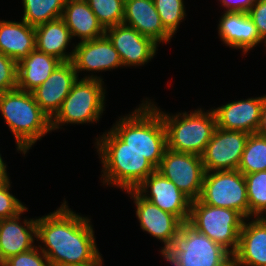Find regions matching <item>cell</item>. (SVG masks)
I'll use <instances>...</instances> for the list:
<instances>
[{
    "label": "cell",
    "mask_w": 266,
    "mask_h": 266,
    "mask_svg": "<svg viewBox=\"0 0 266 266\" xmlns=\"http://www.w3.org/2000/svg\"><path fill=\"white\" fill-rule=\"evenodd\" d=\"M91 219L73 212L64 202L55 211L37 218L38 248L50 266H88L101 257Z\"/></svg>",
    "instance_id": "cell-1"
},
{
    "label": "cell",
    "mask_w": 266,
    "mask_h": 266,
    "mask_svg": "<svg viewBox=\"0 0 266 266\" xmlns=\"http://www.w3.org/2000/svg\"><path fill=\"white\" fill-rule=\"evenodd\" d=\"M98 138L95 147L102 163L103 185L134 190L156 170L142 153L128 147L111 129Z\"/></svg>",
    "instance_id": "cell-2"
},
{
    "label": "cell",
    "mask_w": 266,
    "mask_h": 266,
    "mask_svg": "<svg viewBox=\"0 0 266 266\" xmlns=\"http://www.w3.org/2000/svg\"><path fill=\"white\" fill-rule=\"evenodd\" d=\"M141 102L131 114L119 117L110 129L157 169L167 149L166 130L161 114L147 100Z\"/></svg>",
    "instance_id": "cell-3"
},
{
    "label": "cell",
    "mask_w": 266,
    "mask_h": 266,
    "mask_svg": "<svg viewBox=\"0 0 266 266\" xmlns=\"http://www.w3.org/2000/svg\"><path fill=\"white\" fill-rule=\"evenodd\" d=\"M0 113L14 135L17 151L24 156L52 131L51 118L39 107L32 92L15 89L0 93Z\"/></svg>",
    "instance_id": "cell-4"
},
{
    "label": "cell",
    "mask_w": 266,
    "mask_h": 266,
    "mask_svg": "<svg viewBox=\"0 0 266 266\" xmlns=\"http://www.w3.org/2000/svg\"><path fill=\"white\" fill-rule=\"evenodd\" d=\"M146 100L161 114L166 130L167 148L177 152L201 156L217 127L216 117L211 108L176 113L163 112L155 102Z\"/></svg>",
    "instance_id": "cell-5"
},
{
    "label": "cell",
    "mask_w": 266,
    "mask_h": 266,
    "mask_svg": "<svg viewBox=\"0 0 266 266\" xmlns=\"http://www.w3.org/2000/svg\"><path fill=\"white\" fill-rule=\"evenodd\" d=\"M161 255L173 266H232V255L188 221Z\"/></svg>",
    "instance_id": "cell-6"
},
{
    "label": "cell",
    "mask_w": 266,
    "mask_h": 266,
    "mask_svg": "<svg viewBox=\"0 0 266 266\" xmlns=\"http://www.w3.org/2000/svg\"><path fill=\"white\" fill-rule=\"evenodd\" d=\"M102 80L93 73L78 79L51 118V130L60 129L65 124L97 123L105 110L106 89Z\"/></svg>",
    "instance_id": "cell-7"
},
{
    "label": "cell",
    "mask_w": 266,
    "mask_h": 266,
    "mask_svg": "<svg viewBox=\"0 0 266 266\" xmlns=\"http://www.w3.org/2000/svg\"><path fill=\"white\" fill-rule=\"evenodd\" d=\"M245 218L236 210L191 201L188 222L233 255Z\"/></svg>",
    "instance_id": "cell-8"
},
{
    "label": "cell",
    "mask_w": 266,
    "mask_h": 266,
    "mask_svg": "<svg viewBox=\"0 0 266 266\" xmlns=\"http://www.w3.org/2000/svg\"><path fill=\"white\" fill-rule=\"evenodd\" d=\"M199 199L207 205L236 210L245 219L249 218L246 180L239 170L205 172Z\"/></svg>",
    "instance_id": "cell-9"
},
{
    "label": "cell",
    "mask_w": 266,
    "mask_h": 266,
    "mask_svg": "<svg viewBox=\"0 0 266 266\" xmlns=\"http://www.w3.org/2000/svg\"><path fill=\"white\" fill-rule=\"evenodd\" d=\"M191 201L200 198L205 175L202 157L166 149L156 169Z\"/></svg>",
    "instance_id": "cell-10"
},
{
    "label": "cell",
    "mask_w": 266,
    "mask_h": 266,
    "mask_svg": "<svg viewBox=\"0 0 266 266\" xmlns=\"http://www.w3.org/2000/svg\"><path fill=\"white\" fill-rule=\"evenodd\" d=\"M249 133L216 127L201 155L206 172L238 170Z\"/></svg>",
    "instance_id": "cell-11"
},
{
    "label": "cell",
    "mask_w": 266,
    "mask_h": 266,
    "mask_svg": "<svg viewBox=\"0 0 266 266\" xmlns=\"http://www.w3.org/2000/svg\"><path fill=\"white\" fill-rule=\"evenodd\" d=\"M134 190L161 210L175 215L182 222L188 221L191 200L157 170Z\"/></svg>",
    "instance_id": "cell-12"
},
{
    "label": "cell",
    "mask_w": 266,
    "mask_h": 266,
    "mask_svg": "<svg viewBox=\"0 0 266 266\" xmlns=\"http://www.w3.org/2000/svg\"><path fill=\"white\" fill-rule=\"evenodd\" d=\"M105 35L119 53L124 67L142 66L156 55L158 44L122 23L105 29Z\"/></svg>",
    "instance_id": "cell-13"
},
{
    "label": "cell",
    "mask_w": 266,
    "mask_h": 266,
    "mask_svg": "<svg viewBox=\"0 0 266 266\" xmlns=\"http://www.w3.org/2000/svg\"><path fill=\"white\" fill-rule=\"evenodd\" d=\"M126 193L134 200L141 229L164 244L160 251L162 253L180 231L182 221L144 199L135 190H128Z\"/></svg>",
    "instance_id": "cell-14"
},
{
    "label": "cell",
    "mask_w": 266,
    "mask_h": 266,
    "mask_svg": "<svg viewBox=\"0 0 266 266\" xmlns=\"http://www.w3.org/2000/svg\"><path fill=\"white\" fill-rule=\"evenodd\" d=\"M71 62L78 73L77 76L82 71L99 73L123 67L119 53L106 35L77 43Z\"/></svg>",
    "instance_id": "cell-15"
},
{
    "label": "cell",
    "mask_w": 266,
    "mask_h": 266,
    "mask_svg": "<svg viewBox=\"0 0 266 266\" xmlns=\"http://www.w3.org/2000/svg\"><path fill=\"white\" fill-rule=\"evenodd\" d=\"M264 95L232 101L216 109H212L217 127L224 130L256 133L261 117Z\"/></svg>",
    "instance_id": "cell-16"
},
{
    "label": "cell",
    "mask_w": 266,
    "mask_h": 266,
    "mask_svg": "<svg viewBox=\"0 0 266 266\" xmlns=\"http://www.w3.org/2000/svg\"><path fill=\"white\" fill-rule=\"evenodd\" d=\"M78 79L73 63L62 62L32 94L39 107L52 118Z\"/></svg>",
    "instance_id": "cell-17"
},
{
    "label": "cell",
    "mask_w": 266,
    "mask_h": 266,
    "mask_svg": "<svg viewBox=\"0 0 266 266\" xmlns=\"http://www.w3.org/2000/svg\"><path fill=\"white\" fill-rule=\"evenodd\" d=\"M232 266H266V222L261 217L244 220Z\"/></svg>",
    "instance_id": "cell-18"
},
{
    "label": "cell",
    "mask_w": 266,
    "mask_h": 266,
    "mask_svg": "<svg viewBox=\"0 0 266 266\" xmlns=\"http://www.w3.org/2000/svg\"><path fill=\"white\" fill-rule=\"evenodd\" d=\"M27 210L26 207L16 216L0 219V255L4 261L35 247L37 217L20 221L22 214Z\"/></svg>",
    "instance_id": "cell-19"
},
{
    "label": "cell",
    "mask_w": 266,
    "mask_h": 266,
    "mask_svg": "<svg viewBox=\"0 0 266 266\" xmlns=\"http://www.w3.org/2000/svg\"><path fill=\"white\" fill-rule=\"evenodd\" d=\"M123 23L151 38L158 45L171 42L153 0H125Z\"/></svg>",
    "instance_id": "cell-20"
},
{
    "label": "cell",
    "mask_w": 266,
    "mask_h": 266,
    "mask_svg": "<svg viewBox=\"0 0 266 266\" xmlns=\"http://www.w3.org/2000/svg\"><path fill=\"white\" fill-rule=\"evenodd\" d=\"M218 24V35L221 41L234 49H242L247 54L259 43H265L259 36L256 26L248 13L223 12Z\"/></svg>",
    "instance_id": "cell-21"
},
{
    "label": "cell",
    "mask_w": 266,
    "mask_h": 266,
    "mask_svg": "<svg viewBox=\"0 0 266 266\" xmlns=\"http://www.w3.org/2000/svg\"><path fill=\"white\" fill-rule=\"evenodd\" d=\"M35 49V27L24 20H0V52L18 63Z\"/></svg>",
    "instance_id": "cell-22"
},
{
    "label": "cell",
    "mask_w": 266,
    "mask_h": 266,
    "mask_svg": "<svg viewBox=\"0 0 266 266\" xmlns=\"http://www.w3.org/2000/svg\"><path fill=\"white\" fill-rule=\"evenodd\" d=\"M61 19L66 23L72 38L78 37L79 42L105 35V29L86 0H66Z\"/></svg>",
    "instance_id": "cell-23"
},
{
    "label": "cell",
    "mask_w": 266,
    "mask_h": 266,
    "mask_svg": "<svg viewBox=\"0 0 266 266\" xmlns=\"http://www.w3.org/2000/svg\"><path fill=\"white\" fill-rule=\"evenodd\" d=\"M62 63L58 58L33 50L17 63V89L32 92Z\"/></svg>",
    "instance_id": "cell-24"
},
{
    "label": "cell",
    "mask_w": 266,
    "mask_h": 266,
    "mask_svg": "<svg viewBox=\"0 0 266 266\" xmlns=\"http://www.w3.org/2000/svg\"><path fill=\"white\" fill-rule=\"evenodd\" d=\"M71 40L70 30L61 18L35 27L36 49L62 62L72 61L74 49L66 52Z\"/></svg>",
    "instance_id": "cell-25"
},
{
    "label": "cell",
    "mask_w": 266,
    "mask_h": 266,
    "mask_svg": "<svg viewBox=\"0 0 266 266\" xmlns=\"http://www.w3.org/2000/svg\"><path fill=\"white\" fill-rule=\"evenodd\" d=\"M23 17L26 23L36 27L61 18L66 0H22Z\"/></svg>",
    "instance_id": "cell-26"
},
{
    "label": "cell",
    "mask_w": 266,
    "mask_h": 266,
    "mask_svg": "<svg viewBox=\"0 0 266 266\" xmlns=\"http://www.w3.org/2000/svg\"><path fill=\"white\" fill-rule=\"evenodd\" d=\"M238 170L243 174L266 171V137L249 134Z\"/></svg>",
    "instance_id": "cell-27"
},
{
    "label": "cell",
    "mask_w": 266,
    "mask_h": 266,
    "mask_svg": "<svg viewBox=\"0 0 266 266\" xmlns=\"http://www.w3.org/2000/svg\"><path fill=\"white\" fill-rule=\"evenodd\" d=\"M247 198L249 203V219L266 214V171L244 174Z\"/></svg>",
    "instance_id": "cell-28"
},
{
    "label": "cell",
    "mask_w": 266,
    "mask_h": 266,
    "mask_svg": "<svg viewBox=\"0 0 266 266\" xmlns=\"http://www.w3.org/2000/svg\"><path fill=\"white\" fill-rule=\"evenodd\" d=\"M86 1L104 29L123 23L125 0Z\"/></svg>",
    "instance_id": "cell-29"
},
{
    "label": "cell",
    "mask_w": 266,
    "mask_h": 266,
    "mask_svg": "<svg viewBox=\"0 0 266 266\" xmlns=\"http://www.w3.org/2000/svg\"><path fill=\"white\" fill-rule=\"evenodd\" d=\"M153 3L164 29L173 37L179 28L180 22L185 20L184 0H153Z\"/></svg>",
    "instance_id": "cell-30"
},
{
    "label": "cell",
    "mask_w": 266,
    "mask_h": 266,
    "mask_svg": "<svg viewBox=\"0 0 266 266\" xmlns=\"http://www.w3.org/2000/svg\"><path fill=\"white\" fill-rule=\"evenodd\" d=\"M10 180L0 183V219L18 215L26 207L12 193Z\"/></svg>",
    "instance_id": "cell-31"
},
{
    "label": "cell",
    "mask_w": 266,
    "mask_h": 266,
    "mask_svg": "<svg viewBox=\"0 0 266 266\" xmlns=\"http://www.w3.org/2000/svg\"><path fill=\"white\" fill-rule=\"evenodd\" d=\"M17 89V63L0 52V93Z\"/></svg>",
    "instance_id": "cell-32"
},
{
    "label": "cell",
    "mask_w": 266,
    "mask_h": 266,
    "mask_svg": "<svg viewBox=\"0 0 266 266\" xmlns=\"http://www.w3.org/2000/svg\"><path fill=\"white\" fill-rule=\"evenodd\" d=\"M4 266H50L47 256L35 246L29 251L9 257Z\"/></svg>",
    "instance_id": "cell-33"
},
{
    "label": "cell",
    "mask_w": 266,
    "mask_h": 266,
    "mask_svg": "<svg viewBox=\"0 0 266 266\" xmlns=\"http://www.w3.org/2000/svg\"><path fill=\"white\" fill-rule=\"evenodd\" d=\"M248 15L256 26L260 38L266 42V0H255Z\"/></svg>",
    "instance_id": "cell-34"
},
{
    "label": "cell",
    "mask_w": 266,
    "mask_h": 266,
    "mask_svg": "<svg viewBox=\"0 0 266 266\" xmlns=\"http://www.w3.org/2000/svg\"><path fill=\"white\" fill-rule=\"evenodd\" d=\"M224 8V12L248 13L255 0H218Z\"/></svg>",
    "instance_id": "cell-35"
},
{
    "label": "cell",
    "mask_w": 266,
    "mask_h": 266,
    "mask_svg": "<svg viewBox=\"0 0 266 266\" xmlns=\"http://www.w3.org/2000/svg\"><path fill=\"white\" fill-rule=\"evenodd\" d=\"M256 134L266 137V95H264V102L261 109V117Z\"/></svg>",
    "instance_id": "cell-36"
},
{
    "label": "cell",
    "mask_w": 266,
    "mask_h": 266,
    "mask_svg": "<svg viewBox=\"0 0 266 266\" xmlns=\"http://www.w3.org/2000/svg\"><path fill=\"white\" fill-rule=\"evenodd\" d=\"M1 155L2 154H0V183L10 180L7 174V165L3 161Z\"/></svg>",
    "instance_id": "cell-37"
},
{
    "label": "cell",
    "mask_w": 266,
    "mask_h": 266,
    "mask_svg": "<svg viewBox=\"0 0 266 266\" xmlns=\"http://www.w3.org/2000/svg\"><path fill=\"white\" fill-rule=\"evenodd\" d=\"M88 266H103V259L102 256L98 258L94 263L88 265Z\"/></svg>",
    "instance_id": "cell-38"
},
{
    "label": "cell",
    "mask_w": 266,
    "mask_h": 266,
    "mask_svg": "<svg viewBox=\"0 0 266 266\" xmlns=\"http://www.w3.org/2000/svg\"><path fill=\"white\" fill-rule=\"evenodd\" d=\"M0 266H4V260L1 258V255H0Z\"/></svg>",
    "instance_id": "cell-39"
},
{
    "label": "cell",
    "mask_w": 266,
    "mask_h": 266,
    "mask_svg": "<svg viewBox=\"0 0 266 266\" xmlns=\"http://www.w3.org/2000/svg\"><path fill=\"white\" fill-rule=\"evenodd\" d=\"M261 218L266 222V216H262Z\"/></svg>",
    "instance_id": "cell-40"
}]
</instances>
